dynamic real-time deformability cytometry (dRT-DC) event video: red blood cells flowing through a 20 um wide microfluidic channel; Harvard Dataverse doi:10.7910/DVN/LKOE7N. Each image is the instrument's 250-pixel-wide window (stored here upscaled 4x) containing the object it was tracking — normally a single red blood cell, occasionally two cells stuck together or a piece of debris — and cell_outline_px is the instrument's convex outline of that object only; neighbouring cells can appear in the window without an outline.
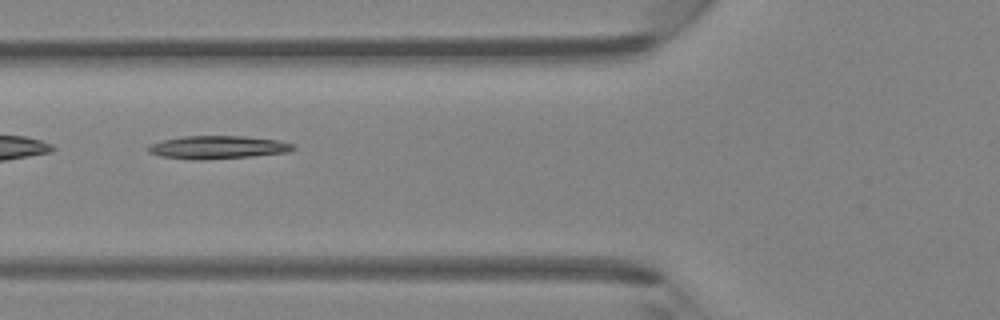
{"species": "Egyptian fruit bat (a non-hibernating species)", "species_latin": "Rousettus aegyptiacus", "temperature_condition": "room temperature", "stored_images_in_passage": 5, "camera_frame_rate_fps": 3000, "um_per_image_px": 0.085, "animal": {"sex": "female"}, "frame": {"image": 1, "passage_image": 5, "time_ms": 4.667, "image_size_px": [1000, 320], "cell_outline_px": [[296, 148], [288, 152], [252, 156], [200, 160], [192, 160], [160, 156], [148, 152], [148, 148], [152, 144], [164, 140], [184, 136], [244, 136], [280, 140], [296, 144]], "centroid_in_image_um": [18.57, 12.52], "position_along_channel_um": 107.2, "area_um2": 19.48}}